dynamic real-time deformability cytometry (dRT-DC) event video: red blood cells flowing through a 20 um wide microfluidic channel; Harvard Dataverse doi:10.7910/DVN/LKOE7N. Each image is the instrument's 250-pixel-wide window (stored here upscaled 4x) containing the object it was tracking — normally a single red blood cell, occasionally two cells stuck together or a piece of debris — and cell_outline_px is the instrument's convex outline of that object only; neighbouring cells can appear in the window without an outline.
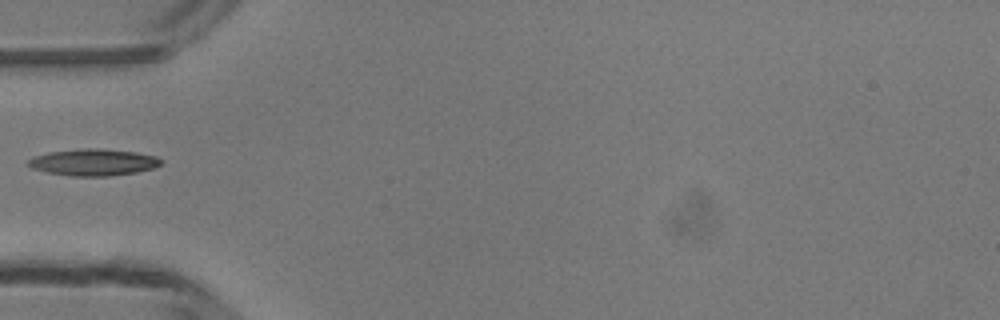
{"species": "common noctule bat (a hibernating species)", "species_latin": "Nyctalus noctula", "temperature_condition": "room temperature", "stored_images_in_passage": 29, "camera_frame_rate_fps": 3000, "um_per_image_px": 0.085, "animal": {"sex": "male", "body_mass_g": 13.3}, "frame": {"image": 1, "passage_image": 1, "time_ms": 0.0, "image_size_px": [1000, 320], "cell_outline_px": [[160, 164], [152, 168], [136, 172], [108, 176], [72, 176], [48, 172], [32, 168], [28, 164], [28, 160], [32, 156], [48, 152], [84, 148], [104, 148], [136, 152], [156, 156], [160, 160]], "centroid_in_image_um": [7.91, 13.78], "position_along_channel_um": 77.1, "area_um2": 20.58}}
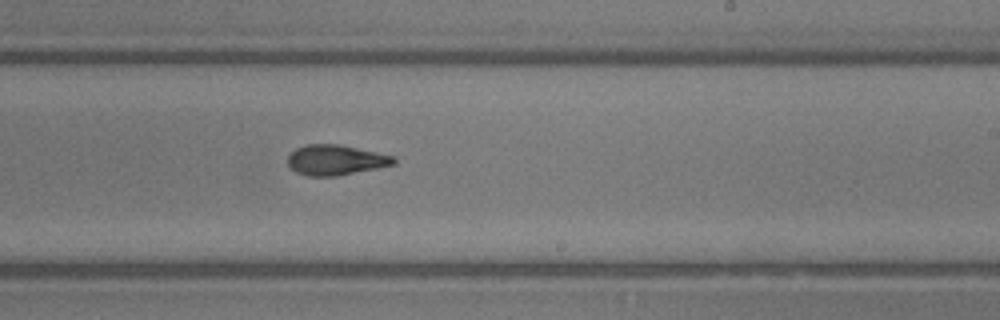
{"frame": {"image": 2, "passage_image": 14, "time_ms": 4.333, "image_size_px": [1000, 320], "cell_outline_px": [[396, 164], [336, 176], [308, 176], [296, 172], [288, 164], [288, 156], [296, 148], [308, 144], [340, 144], [396, 156]], "centroid_in_image_um": [28.56, 13.59], "position_along_channel_um": 260.4, "area_um2": 18.67}}
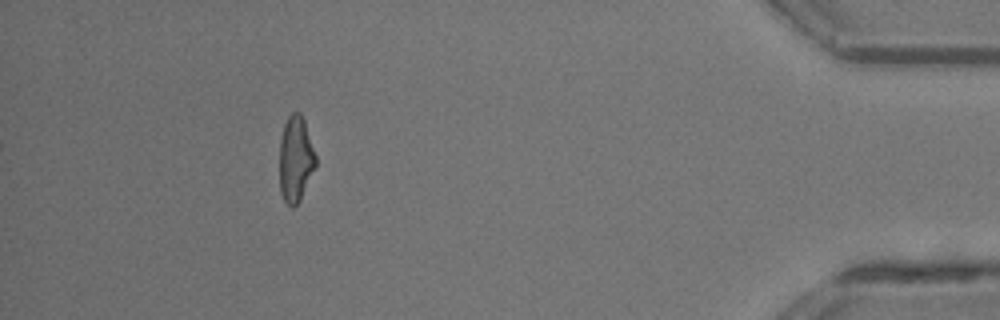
{"frame": {"image": 3, "passage_image": 29, "time_ms": 9.333, "image_size_px": [1000, 320], "cell_outline_px": [[316, 168], [300, 200], [292, 208], [284, 200], [280, 192], [280, 140], [284, 124], [288, 116], [292, 112], [300, 112], [304, 120], [316, 156]], "centroid_in_image_um": [25.13, 13.52], "position_along_channel_um": 410.1, "area_um2": 18.15}}